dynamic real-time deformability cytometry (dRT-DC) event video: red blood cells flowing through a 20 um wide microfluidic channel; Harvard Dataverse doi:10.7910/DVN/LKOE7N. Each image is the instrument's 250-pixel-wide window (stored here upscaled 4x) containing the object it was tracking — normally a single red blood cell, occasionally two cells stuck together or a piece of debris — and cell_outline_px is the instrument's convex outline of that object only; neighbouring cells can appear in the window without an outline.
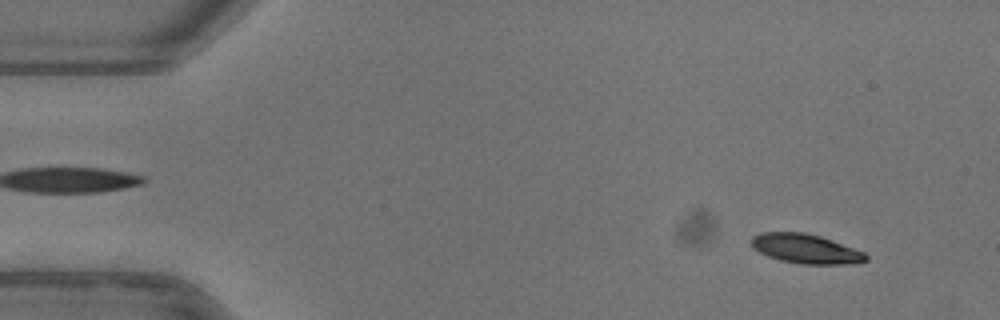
{"species": "common noctule bat (a hibernating species)", "species_latin": "Nyctalus noctula", "temperature_condition": "warm", "stored_images_in_passage": 51, "camera_frame_rate_fps": 3000, "um_per_image_px": 0.085, "animal": {"sex": "female"}, "frame": {"image": 1, "passage_image": 4, "time_ms": 1.0, "image_size_px": [1000, 320], "cell_outline_px": [[868, 260], [856, 264], [804, 264], [780, 260], [768, 256], [752, 248], [752, 236], [764, 232], [804, 232], [820, 236], [832, 240], [864, 252], [868, 256]], "centroid_in_image_um": [68.51, 21.15], "position_along_channel_um": 16.5, "area_um2": 19.59}}
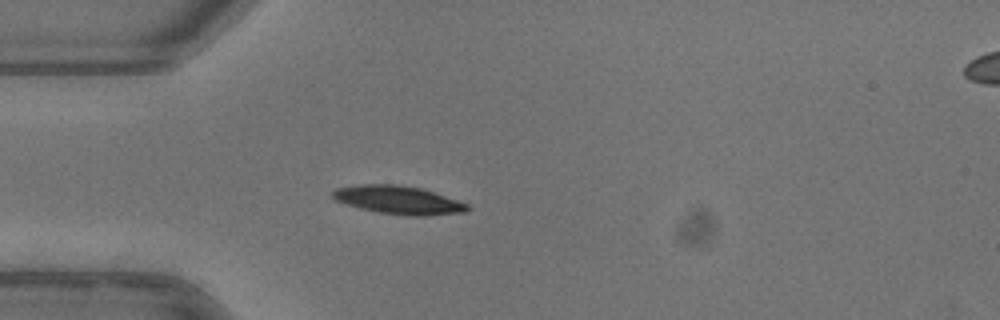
{"frame": {"image": 2, "passage_image": 14, "time_ms": 4.333, "image_size_px": [1000, 320], "cell_outline_px": [[468, 208], [464, 212], [424, 216], [412, 216], [380, 212], [360, 208], [336, 200], [332, 196], [332, 192], [336, 188], [364, 184], [396, 184], [420, 188], [468, 204]], "centroid_in_image_um": [33.84, 16.99], "position_along_channel_um": 51.2, "area_um2": 21.68}}
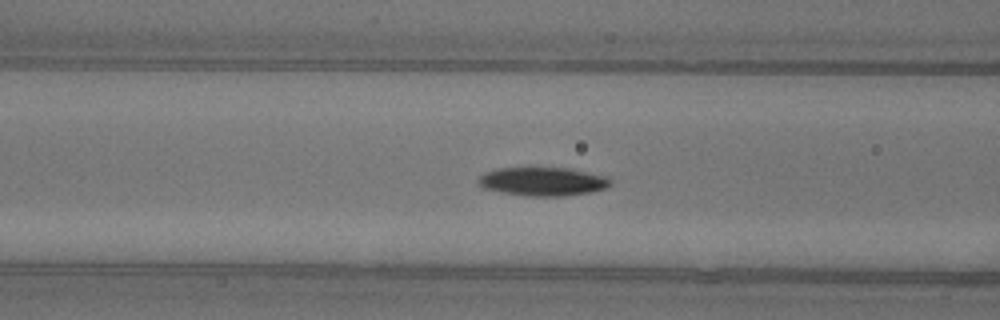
{"frame": {"image": 3, "passage_image": 20, "time_ms": 6.333, "image_size_px": [1000, 320], "cell_outline_px": [[612, 184], [608, 188], [592, 192], [564, 196], [528, 196], [504, 192], [484, 188], [476, 184], [476, 180], [484, 172], [496, 168], [568, 168], [608, 176], [612, 180]], "centroid_in_image_um": [46.16, 15.42], "position_along_channel_um": 120.4, "area_um2": 22.25}, "authors_computed_cell_mechanics": {"area_um2": 21.386, "velocity_mm_per_s": 3.9406, "shape_relaxation_time_tau1_ms": 3.6826, "shape_relaxation_time_tau2_ms": null, "deformation_change_tau1": 0.1433, "deformation_change_tau2": null}}